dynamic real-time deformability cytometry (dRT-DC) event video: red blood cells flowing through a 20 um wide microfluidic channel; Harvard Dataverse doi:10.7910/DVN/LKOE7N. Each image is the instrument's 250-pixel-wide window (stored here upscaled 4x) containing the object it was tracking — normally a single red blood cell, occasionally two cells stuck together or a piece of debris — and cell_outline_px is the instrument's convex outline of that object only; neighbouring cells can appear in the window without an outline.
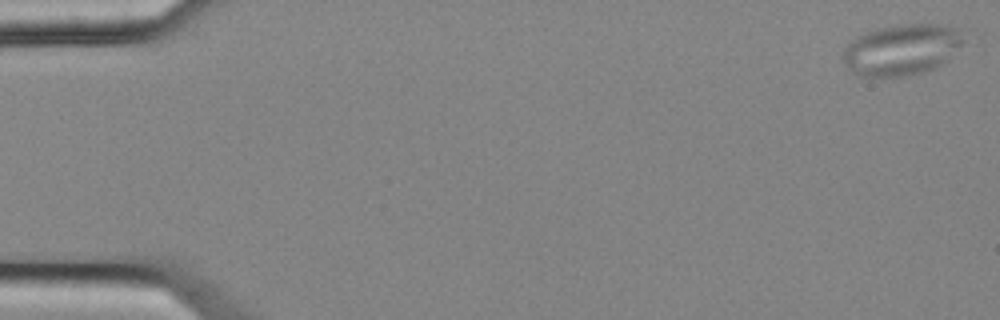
{"species": "common noctule bat (a hibernating species)", "species_latin": "Nyctalus noctula", "temperature_condition": "cold", "stored_images_in_passage": 5, "camera_frame_rate_fps": 3000, "um_per_image_px": 0.085, "animal": {"sex": "female", "body_mass_g": 25.1}, "frame": {"image": 1, "passage_image": 1, "time_ms": 0.0, "image_size_px": [1000, 320], "cell_outline_px": [[964, 44], [940, 64], [932, 68], [920, 72], [900, 76], [864, 76], [852, 72], [848, 68], [840, 56], [844, 48], [856, 36], [864, 32], [880, 28], [900, 24], [936, 24], [956, 28], [964, 40]], "centroid_in_image_um": [76.58, 4.2], "position_along_channel_um": 8.4, "area_um2": 35.43}}